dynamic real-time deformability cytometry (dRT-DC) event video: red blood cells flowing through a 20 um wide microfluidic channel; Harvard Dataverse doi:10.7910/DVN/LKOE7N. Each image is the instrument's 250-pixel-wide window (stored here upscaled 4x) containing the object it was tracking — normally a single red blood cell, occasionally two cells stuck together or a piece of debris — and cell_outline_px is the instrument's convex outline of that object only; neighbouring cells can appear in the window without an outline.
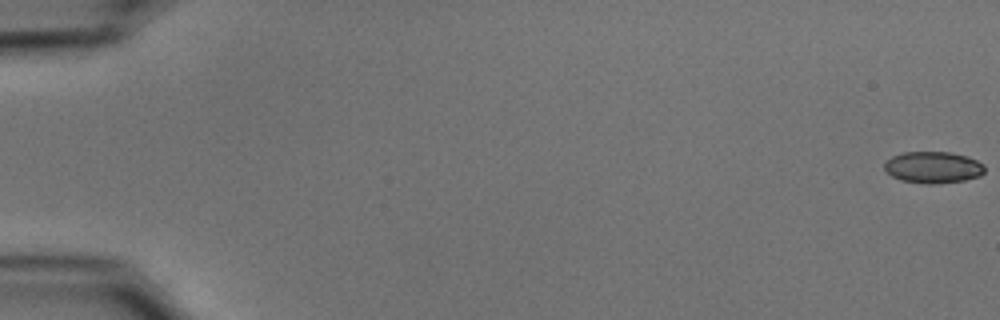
{"species": "common noctule bat (a hibernating species)", "species_latin": "Nyctalus noctula", "temperature_condition": "cold", "stored_images_in_passage": 51, "camera_frame_rate_fps": 3000, "um_per_image_px": 0.085, "animal": {"sex": "male", "body_mass_g": 15.6}, "frame": {"image": 1, "passage_image": 1, "time_ms": 0.0, "image_size_px": [1000, 320], "cell_outline_px": [[984, 172], [980, 176], [964, 180], [936, 184], [924, 184], [900, 180], [892, 176], [884, 168], [884, 164], [892, 156], [904, 152], [948, 152], [964, 156], [976, 160], [984, 164]], "centroid_in_image_um": [79.31, 14.23], "position_along_channel_um": 5.7, "area_um2": 18.38}}
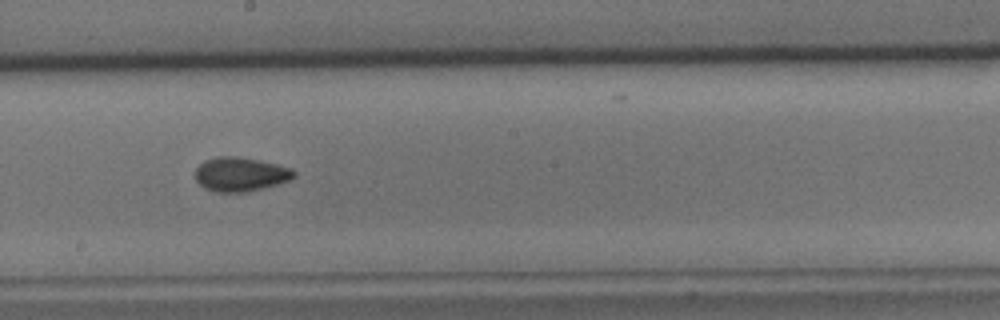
{"frame": {"image": 2, "passage_image": 32, "time_ms": 10.333, "image_size_px": [1000, 320], "cell_outline_px": [[296, 176], [288, 180], [264, 188], [248, 192], [216, 192], [204, 188], [196, 180], [196, 168], [204, 160], [216, 156], [236, 156], [276, 164], [292, 168], [296, 172]], "centroid_in_image_um": [20.43, 14.81], "position_along_channel_um": 227.8, "area_um2": 19.59}}
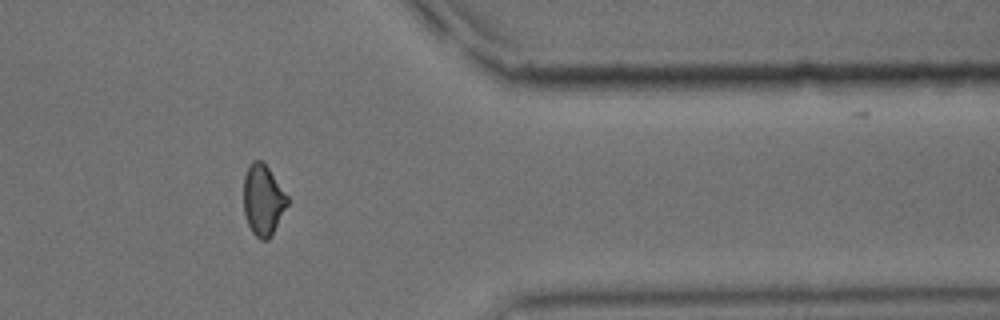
{"frame": {"image": 3, "passage_image": 46, "time_ms": 15.0, "image_size_px": [1000, 320], "cell_outline_px": [[288, 204], [272, 236], [268, 240], [260, 240], [252, 232], [248, 224], [244, 212], [244, 176], [252, 160], [260, 160], [268, 168], [288, 196]], "centroid_in_image_um": [22.36, 17.03], "position_along_channel_um": 389.0, "area_um2": 17.98}}